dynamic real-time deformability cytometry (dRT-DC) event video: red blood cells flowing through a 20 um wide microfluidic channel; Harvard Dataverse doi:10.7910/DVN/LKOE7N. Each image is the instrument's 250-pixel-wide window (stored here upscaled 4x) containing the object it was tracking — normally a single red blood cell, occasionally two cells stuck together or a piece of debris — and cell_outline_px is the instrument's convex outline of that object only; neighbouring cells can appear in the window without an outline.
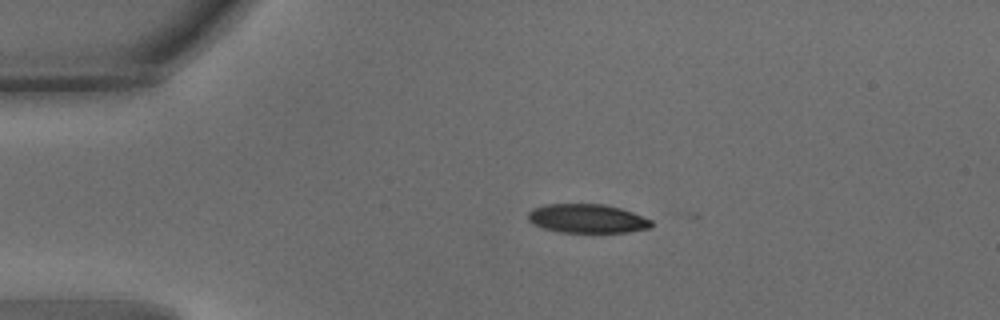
{"species": "common noctule bat (a hibernating species)", "species_latin": "Nyctalus noctula", "temperature_condition": "warm", "stored_images_in_passage": 6, "camera_frame_rate_fps": 3000, "um_per_image_px": 0.085, "animal": {"sex": "male", "body_mass_g": 15.6}, "frame": {"image": 1, "passage_image": 1, "time_ms": 0.0, "image_size_px": [1000, 320], "cell_outline_px": [[652, 228], [628, 232], [560, 232], [544, 228], [532, 224], [528, 220], [528, 212], [532, 208], [544, 204], [604, 204], [620, 208], [632, 212], [652, 220]], "centroid_in_image_um": [49.9, 18.57], "position_along_channel_um": 35.1, "area_um2": 20.87}}